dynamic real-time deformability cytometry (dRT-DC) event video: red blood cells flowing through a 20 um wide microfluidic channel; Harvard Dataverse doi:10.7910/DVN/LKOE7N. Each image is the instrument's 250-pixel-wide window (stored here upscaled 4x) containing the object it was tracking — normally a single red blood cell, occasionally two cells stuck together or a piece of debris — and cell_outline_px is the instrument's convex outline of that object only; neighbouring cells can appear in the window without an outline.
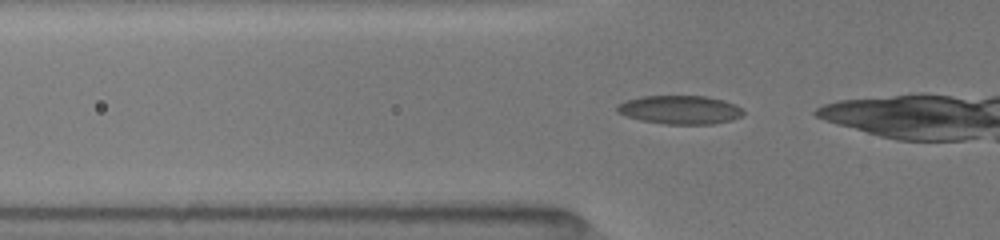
{"species": "common noctule bat (a hibernating species)", "species_latin": "Nyctalus noctula", "temperature_condition": "room temperature", "stored_images_in_passage": 28, "camera_frame_rate_fps": 3000, "um_per_image_px": 0.085, "animal": {"sex": "female", "body_mass_g": 19.5, "forearm_length_mm": 54.1}, "frame": {"image": 1, "passage_image": 7, "time_ms": 3.333, "image_size_px": [1000, 240], "cell_outline_px": [[744, 116], [732, 120], [712, 124], [664, 124], [640, 120], [624, 116], [616, 112], [616, 104], [640, 96], [708, 96], [724, 100], [740, 108], [744, 112]], "centroid_in_image_um": [57.77, 9.33], "position_along_channel_um": 68.0, "area_um2": 21.21}}
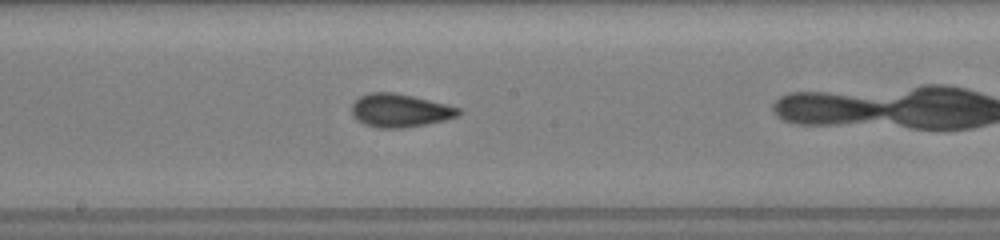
{"frame": {"image": 2, "passage_image": 16, "time_ms": 7.0, "image_size_px": [1000, 240], "cell_outline_px": [[460, 116], [444, 120], [424, 124], [400, 128], [376, 128], [364, 124], [356, 120], [352, 116], [352, 104], [360, 96], [368, 92], [396, 92], [448, 104], [460, 108]], "centroid_in_image_um": [33.98, 9.38], "position_along_channel_um": 214.2, "area_um2": 20.87}}
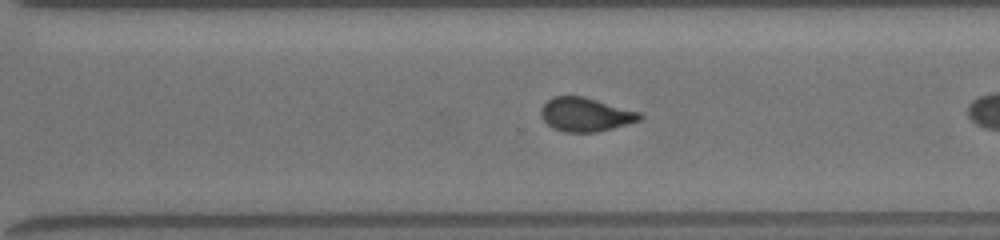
{"frame": {"image": 3, "passage_image": 24, "time_ms": 9.667, "image_size_px": [1000, 240], "cell_outline_px": [[644, 116], [640, 120], [612, 128], [596, 132], [564, 132], [552, 128], [544, 120], [540, 112], [540, 108], [552, 96], [584, 96], [640, 112]], "centroid_in_image_um": [49.76, 9.73], "position_along_channel_um": 320.8, "area_um2": 19.42}}